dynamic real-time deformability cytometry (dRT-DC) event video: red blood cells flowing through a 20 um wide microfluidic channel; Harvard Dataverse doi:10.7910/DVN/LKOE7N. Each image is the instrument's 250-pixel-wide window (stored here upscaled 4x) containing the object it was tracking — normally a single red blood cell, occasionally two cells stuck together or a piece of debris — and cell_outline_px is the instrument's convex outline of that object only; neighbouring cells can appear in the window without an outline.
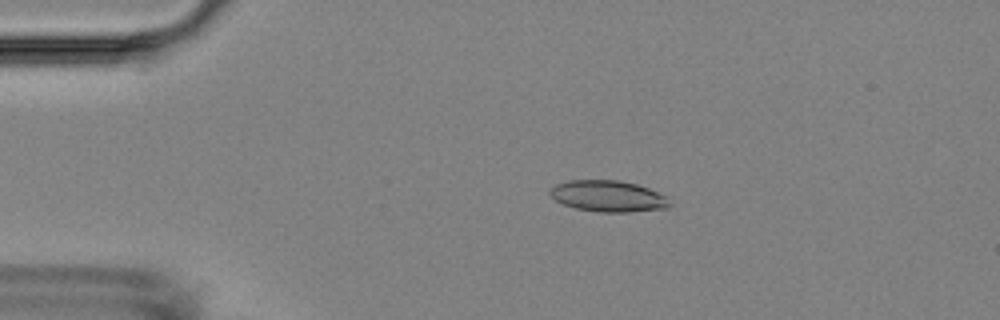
{"species": "Egyptian fruit bat (a non-hibernating species)", "species_latin": "Rousettus aegyptiacus", "temperature_condition": "room temperature", "stored_images_in_passage": 8, "camera_frame_rate_fps": 3000, "um_per_image_px": 0.085, "animal": {"sex": "female"}, "frame": {"image": 1, "passage_image": 1, "time_ms": 0.0, "image_size_px": [1000, 320], "cell_outline_px": [[672, 204], [668, 208], [628, 212], [600, 212], [576, 208], [564, 204], [556, 200], [548, 192], [556, 184], [568, 180], [620, 180], [636, 184], [648, 188], [664, 196]], "centroid_in_image_um": [51.69, 16.67], "position_along_channel_um": 33.3, "area_um2": 21.62}}
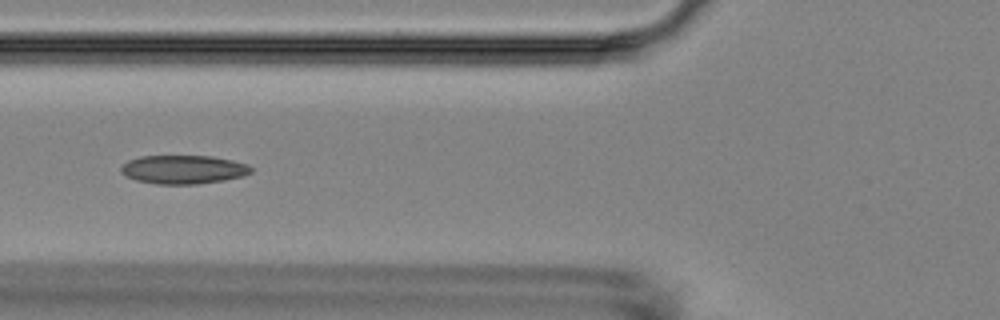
{"frame": {"image": 2, "passage_image": 4, "time_ms": 3.333, "image_size_px": [1000, 320], "cell_outline_px": [[252, 172], [244, 176], [224, 180], [196, 184], [156, 184], [136, 180], [124, 176], [120, 172], [120, 168], [128, 160], [140, 156], [212, 156], [232, 160], [248, 164], [252, 168]], "centroid_in_image_um": [15.58, 14.41], "position_along_channel_um": 110.2, "area_um2": 21.85}}
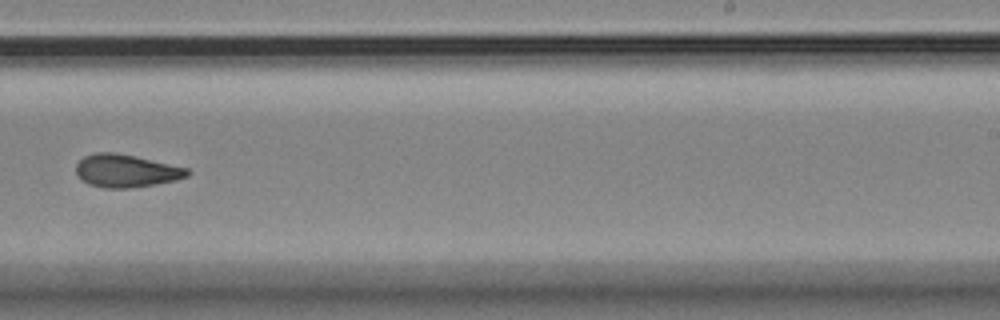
{"frame": {"image": 3, "passage_image": 8, "time_ms": 8.0, "image_size_px": [1000, 320], "cell_outline_px": [[192, 172], [188, 176], [176, 180], [156, 184], [132, 188], [104, 188], [88, 184], [76, 172], [76, 164], [84, 156], [96, 152], [116, 152], [136, 156], [188, 168]], "centroid_in_image_um": [10.75, 14.51], "position_along_channel_um": 278.3, "area_um2": 21.39}}